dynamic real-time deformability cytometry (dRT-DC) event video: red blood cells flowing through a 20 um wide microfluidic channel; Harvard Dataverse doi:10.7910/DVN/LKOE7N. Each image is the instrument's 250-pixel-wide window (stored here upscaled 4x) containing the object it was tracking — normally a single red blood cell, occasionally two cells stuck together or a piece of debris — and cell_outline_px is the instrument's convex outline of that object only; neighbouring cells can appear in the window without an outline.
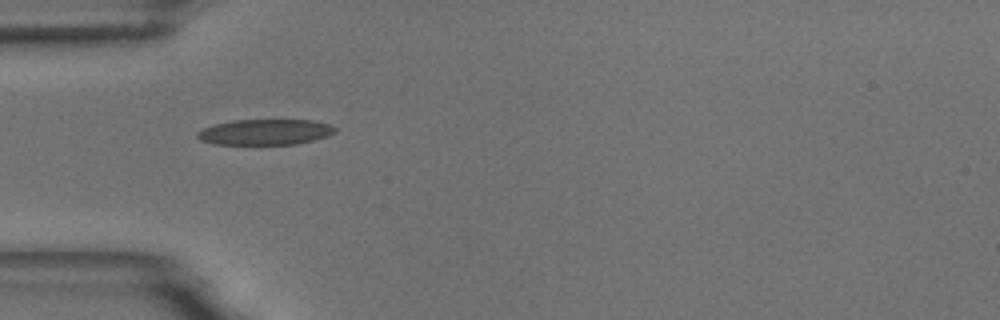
{"species": "common noctule bat (a hibernating species)", "species_latin": "Nyctalus noctula", "temperature_condition": "room temperature", "stored_images_in_passage": 2, "camera_frame_rate_fps": 3000, "um_per_image_px": 0.085, "animal": {"sex": "male", "body_mass_g": 18.8}, "frame": {"image": 1, "passage_image": 1, "time_ms": 0.0, "image_size_px": [1000, 320], "cell_outline_px": [[336, 132], [328, 136], [296, 144], [212, 144], [200, 140], [196, 136], [196, 132], [204, 128], [216, 124], [232, 120], [312, 120], [328, 124], [336, 128]], "centroid_in_image_um": [22.52, 11.22], "position_along_channel_um": 62.5, "area_um2": 20.52}}
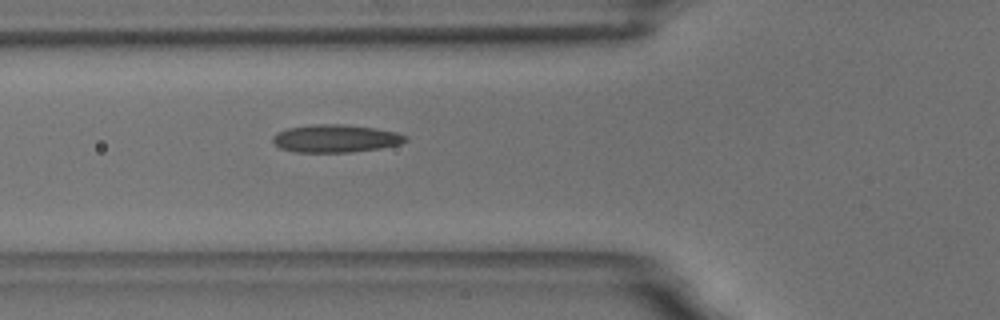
{"frame": {"image": 2, "passage_image": 2, "time_ms": 1.0, "image_size_px": [1000, 320], "cell_outline_px": [[408, 140], [400, 144], [380, 148], [352, 152], [296, 152], [280, 148], [272, 140], [272, 136], [276, 132], [288, 128], [312, 124], [344, 124], [376, 128], [396, 132], [408, 136]], "centroid_in_image_um": [28.53, 11.76], "position_along_channel_um": 97.3, "area_um2": 21.62}}